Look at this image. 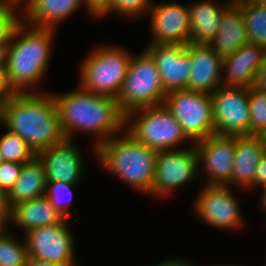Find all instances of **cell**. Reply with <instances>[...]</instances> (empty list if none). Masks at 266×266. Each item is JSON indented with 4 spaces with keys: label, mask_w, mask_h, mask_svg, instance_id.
Here are the masks:
<instances>
[{
    "label": "cell",
    "mask_w": 266,
    "mask_h": 266,
    "mask_svg": "<svg viewBox=\"0 0 266 266\" xmlns=\"http://www.w3.org/2000/svg\"><path fill=\"white\" fill-rule=\"evenodd\" d=\"M65 94H53L60 124L66 139L73 140V133L83 131L96 136L95 148L125 130V114L114 97L94 94L84 89Z\"/></svg>",
    "instance_id": "cell-1"
},
{
    "label": "cell",
    "mask_w": 266,
    "mask_h": 266,
    "mask_svg": "<svg viewBox=\"0 0 266 266\" xmlns=\"http://www.w3.org/2000/svg\"><path fill=\"white\" fill-rule=\"evenodd\" d=\"M3 124L36 154L66 139L52 93H15L7 100Z\"/></svg>",
    "instance_id": "cell-2"
},
{
    "label": "cell",
    "mask_w": 266,
    "mask_h": 266,
    "mask_svg": "<svg viewBox=\"0 0 266 266\" xmlns=\"http://www.w3.org/2000/svg\"><path fill=\"white\" fill-rule=\"evenodd\" d=\"M55 30L28 26L23 20L15 28L6 64L8 81L15 93H35L33 87L49 67Z\"/></svg>",
    "instance_id": "cell-3"
},
{
    "label": "cell",
    "mask_w": 266,
    "mask_h": 266,
    "mask_svg": "<svg viewBox=\"0 0 266 266\" xmlns=\"http://www.w3.org/2000/svg\"><path fill=\"white\" fill-rule=\"evenodd\" d=\"M124 132L121 137L113 136L100 144L94 154L108 173L115 174L143 194L153 195L158 152Z\"/></svg>",
    "instance_id": "cell-4"
},
{
    "label": "cell",
    "mask_w": 266,
    "mask_h": 266,
    "mask_svg": "<svg viewBox=\"0 0 266 266\" xmlns=\"http://www.w3.org/2000/svg\"><path fill=\"white\" fill-rule=\"evenodd\" d=\"M119 47L104 45L92 50L80 67L78 87L117 99L133 56Z\"/></svg>",
    "instance_id": "cell-5"
},
{
    "label": "cell",
    "mask_w": 266,
    "mask_h": 266,
    "mask_svg": "<svg viewBox=\"0 0 266 266\" xmlns=\"http://www.w3.org/2000/svg\"><path fill=\"white\" fill-rule=\"evenodd\" d=\"M135 115L138 116L136 119ZM125 131L136 141L157 152L177 149L179 144L189 140L178 120L164 104L138 108L127 113Z\"/></svg>",
    "instance_id": "cell-6"
},
{
    "label": "cell",
    "mask_w": 266,
    "mask_h": 266,
    "mask_svg": "<svg viewBox=\"0 0 266 266\" xmlns=\"http://www.w3.org/2000/svg\"><path fill=\"white\" fill-rule=\"evenodd\" d=\"M165 97L159 70L151 55L144 49L140 55L132 56L117 97L121 111L126 115L138 108L162 105Z\"/></svg>",
    "instance_id": "cell-7"
},
{
    "label": "cell",
    "mask_w": 266,
    "mask_h": 266,
    "mask_svg": "<svg viewBox=\"0 0 266 266\" xmlns=\"http://www.w3.org/2000/svg\"><path fill=\"white\" fill-rule=\"evenodd\" d=\"M182 126L190 141L197 143L214 135L212 96L188 89L166 94L163 103Z\"/></svg>",
    "instance_id": "cell-8"
},
{
    "label": "cell",
    "mask_w": 266,
    "mask_h": 266,
    "mask_svg": "<svg viewBox=\"0 0 266 266\" xmlns=\"http://www.w3.org/2000/svg\"><path fill=\"white\" fill-rule=\"evenodd\" d=\"M211 96L214 134L249 135V88L221 85Z\"/></svg>",
    "instance_id": "cell-9"
},
{
    "label": "cell",
    "mask_w": 266,
    "mask_h": 266,
    "mask_svg": "<svg viewBox=\"0 0 266 266\" xmlns=\"http://www.w3.org/2000/svg\"><path fill=\"white\" fill-rule=\"evenodd\" d=\"M64 222L38 227L25 233L28 256L59 266H77L71 229Z\"/></svg>",
    "instance_id": "cell-10"
},
{
    "label": "cell",
    "mask_w": 266,
    "mask_h": 266,
    "mask_svg": "<svg viewBox=\"0 0 266 266\" xmlns=\"http://www.w3.org/2000/svg\"><path fill=\"white\" fill-rule=\"evenodd\" d=\"M196 146L158 151L156 157L153 195H166L185 185L199 173ZM198 171V172H197Z\"/></svg>",
    "instance_id": "cell-11"
},
{
    "label": "cell",
    "mask_w": 266,
    "mask_h": 266,
    "mask_svg": "<svg viewBox=\"0 0 266 266\" xmlns=\"http://www.w3.org/2000/svg\"><path fill=\"white\" fill-rule=\"evenodd\" d=\"M201 173H206V185L228 186L232 182L236 150V135H211L194 143Z\"/></svg>",
    "instance_id": "cell-12"
},
{
    "label": "cell",
    "mask_w": 266,
    "mask_h": 266,
    "mask_svg": "<svg viewBox=\"0 0 266 266\" xmlns=\"http://www.w3.org/2000/svg\"><path fill=\"white\" fill-rule=\"evenodd\" d=\"M198 195L193 207L202 221L215 228L228 230L240 228L244 223L231 187L205 185Z\"/></svg>",
    "instance_id": "cell-13"
},
{
    "label": "cell",
    "mask_w": 266,
    "mask_h": 266,
    "mask_svg": "<svg viewBox=\"0 0 266 266\" xmlns=\"http://www.w3.org/2000/svg\"><path fill=\"white\" fill-rule=\"evenodd\" d=\"M150 12L151 42L187 45L190 42L188 5L170 2L153 4Z\"/></svg>",
    "instance_id": "cell-14"
},
{
    "label": "cell",
    "mask_w": 266,
    "mask_h": 266,
    "mask_svg": "<svg viewBox=\"0 0 266 266\" xmlns=\"http://www.w3.org/2000/svg\"><path fill=\"white\" fill-rule=\"evenodd\" d=\"M144 49L151 55L158 67L166 94L187 88L192 61L186 45L151 42Z\"/></svg>",
    "instance_id": "cell-15"
},
{
    "label": "cell",
    "mask_w": 266,
    "mask_h": 266,
    "mask_svg": "<svg viewBox=\"0 0 266 266\" xmlns=\"http://www.w3.org/2000/svg\"><path fill=\"white\" fill-rule=\"evenodd\" d=\"M37 157L43 163L47 182L77 184L83 176V161L78 146L65 139L59 144L42 149Z\"/></svg>",
    "instance_id": "cell-16"
},
{
    "label": "cell",
    "mask_w": 266,
    "mask_h": 266,
    "mask_svg": "<svg viewBox=\"0 0 266 266\" xmlns=\"http://www.w3.org/2000/svg\"><path fill=\"white\" fill-rule=\"evenodd\" d=\"M186 50L192 61L186 89L211 95L222 85L223 57L209 44L188 43Z\"/></svg>",
    "instance_id": "cell-17"
},
{
    "label": "cell",
    "mask_w": 266,
    "mask_h": 266,
    "mask_svg": "<svg viewBox=\"0 0 266 266\" xmlns=\"http://www.w3.org/2000/svg\"><path fill=\"white\" fill-rule=\"evenodd\" d=\"M265 56V47L250 42L224 56L222 70L227 73L222 76V85L250 88Z\"/></svg>",
    "instance_id": "cell-18"
},
{
    "label": "cell",
    "mask_w": 266,
    "mask_h": 266,
    "mask_svg": "<svg viewBox=\"0 0 266 266\" xmlns=\"http://www.w3.org/2000/svg\"><path fill=\"white\" fill-rule=\"evenodd\" d=\"M265 150L266 141L260 135H236L232 182L228 186L255 187L257 166Z\"/></svg>",
    "instance_id": "cell-19"
},
{
    "label": "cell",
    "mask_w": 266,
    "mask_h": 266,
    "mask_svg": "<svg viewBox=\"0 0 266 266\" xmlns=\"http://www.w3.org/2000/svg\"><path fill=\"white\" fill-rule=\"evenodd\" d=\"M247 43H249V39L244 25L242 8L233 0L224 9L217 33L209 45L224 57Z\"/></svg>",
    "instance_id": "cell-20"
},
{
    "label": "cell",
    "mask_w": 266,
    "mask_h": 266,
    "mask_svg": "<svg viewBox=\"0 0 266 266\" xmlns=\"http://www.w3.org/2000/svg\"><path fill=\"white\" fill-rule=\"evenodd\" d=\"M66 219L45 196H42L13 206L7 225L13 223L26 233L38 227L64 222Z\"/></svg>",
    "instance_id": "cell-21"
},
{
    "label": "cell",
    "mask_w": 266,
    "mask_h": 266,
    "mask_svg": "<svg viewBox=\"0 0 266 266\" xmlns=\"http://www.w3.org/2000/svg\"><path fill=\"white\" fill-rule=\"evenodd\" d=\"M81 4L84 5L83 0H27L26 19L23 22L33 27L55 29L61 21L71 17Z\"/></svg>",
    "instance_id": "cell-22"
},
{
    "label": "cell",
    "mask_w": 266,
    "mask_h": 266,
    "mask_svg": "<svg viewBox=\"0 0 266 266\" xmlns=\"http://www.w3.org/2000/svg\"><path fill=\"white\" fill-rule=\"evenodd\" d=\"M218 6L210 0L188 5L190 16V42L193 44H209L219 28L224 9L232 2Z\"/></svg>",
    "instance_id": "cell-23"
},
{
    "label": "cell",
    "mask_w": 266,
    "mask_h": 266,
    "mask_svg": "<svg viewBox=\"0 0 266 266\" xmlns=\"http://www.w3.org/2000/svg\"><path fill=\"white\" fill-rule=\"evenodd\" d=\"M46 174L43 163L35 156L32 160L22 164L19 177L8 193L10 207L45 196Z\"/></svg>",
    "instance_id": "cell-24"
},
{
    "label": "cell",
    "mask_w": 266,
    "mask_h": 266,
    "mask_svg": "<svg viewBox=\"0 0 266 266\" xmlns=\"http://www.w3.org/2000/svg\"><path fill=\"white\" fill-rule=\"evenodd\" d=\"M241 8L250 43L266 48V5H254L234 0Z\"/></svg>",
    "instance_id": "cell-25"
},
{
    "label": "cell",
    "mask_w": 266,
    "mask_h": 266,
    "mask_svg": "<svg viewBox=\"0 0 266 266\" xmlns=\"http://www.w3.org/2000/svg\"><path fill=\"white\" fill-rule=\"evenodd\" d=\"M5 225L0 230V266H25L28 251L25 240L20 242Z\"/></svg>",
    "instance_id": "cell-26"
},
{
    "label": "cell",
    "mask_w": 266,
    "mask_h": 266,
    "mask_svg": "<svg viewBox=\"0 0 266 266\" xmlns=\"http://www.w3.org/2000/svg\"><path fill=\"white\" fill-rule=\"evenodd\" d=\"M0 153L4 161L23 164L32 160L37 154L33 149L18 135L7 130L0 137Z\"/></svg>",
    "instance_id": "cell-27"
},
{
    "label": "cell",
    "mask_w": 266,
    "mask_h": 266,
    "mask_svg": "<svg viewBox=\"0 0 266 266\" xmlns=\"http://www.w3.org/2000/svg\"><path fill=\"white\" fill-rule=\"evenodd\" d=\"M76 185L62 183L60 181L47 182L46 184L45 197L67 219H72L69 206L73 199V187Z\"/></svg>",
    "instance_id": "cell-28"
},
{
    "label": "cell",
    "mask_w": 266,
    "mask_h": 266,
    "mask_svg": "<svg viewBox=\"0 0 266 266\" xmlns=\"http://www.w3.org/2000/svg\"><path fill=\"white\" fill-rule=\"evenodd\" d=\"M249 135H261L266 130V92L249 88Z\"/></svg>",
    "instance_id": "cell-29"
},
{
    "label": "cell",
    "mask_w": 266,
    "mask_h": 266,
    "mask_svg": "<svg viewBox=\"0 0 266 266\" xmlns=\"http://www.w3.org/2000/svg\"><path fill=\"white\" fill-rule=\"evenodd\" d=\"M19 6L16 1L0 0V44H9L15 28L22 21L14 11Z\"/></svg>",
    "instance_id": "cell-30"
},
{
    "label": "cell",
    "mask_w": 266,
    "mask_h": 266,
    "mask_svg": "<svg viewBox=\"0 0 266 266\" xmlns=\"http://www.w3.org/2000/svg\"><path fill=\"white\" fill-rule=\"evenodd\" d=\"M151 3V0H111V7L108 14L118 13L129 18L134 17V19L138 16V19L142 13H149L152 7Z\"/></svg>",
    "instance_id": "cell-31"
},
{
    "label": "cell",
    "mask_w": 266,
    "mask_h": 266,
    "mask_svg": "<svg viewBox=\"0 0 266 266\" xmlns=\"http://www.w3.org/2000/svg\"><path fill=\"white\" fill-rule=\"evenodd\" d=\"M21 168L22 164L16 162L4 161L0 165V188L7 194L17 181Z\"/></svg>",
    "instance_id": "cell-32"
},
{
    "label": "cell",
    "mask_w": 266,
    "mask_h": 266,
    "mask_svg": "<svg viewBox=\"0 0 266 266\" xmlns=\"http://www.w3.org/2000/svg\"><path fill=\"white\" fill-rule=\"evenodd\" d=\"M87 12L94 17H102L108 15L111 7V0H83Z\"/></svg>",
    "instance_id": "cell-33"
},
{
    "label": "cell",
    "mask_w": 266,
    "mask_h": 266,
    "mask_svg": "<svg viewBox=\"0 0 266 266\" xmlns=\"http://www.w3.org/2000/svg\"><path fill=\"white\" fill-rule=\"evenodd\" d=\"M251 87L260 92H266V56L262 65L255 72L253 84Z\"/></svg>",
    "instance_id": "cell-34"
},
{
    "label": "cell",
    "mask_w": 266,
    "mask_h": 266,
    "mask_svg": "<svg viewBox=\"0 0 266 266\" xmlns=\"http://www.w3.org/2000/svg\"><path fill=\"white\" fill-rule=\"evenodd\" d=\"M14 94L8 81L6 66H0V97L9 99Z\"/></svg>",
    "instance_id": "cell-35"
},
{
    "label": "cell",
    "mask_w": 266,
    "mask_h": 266,
    "mask_svg": "<svg viewBox=\"0 0 266 266\" xmlns=\"http://www.w3.org/2000/svg\"><path fill=\"white\" fill-rule=\"evenodd\" d=\"M11 215L8 194L0 188V220L7 225Z\"/></svg>",
    "instance_id": "cell-36"
},
{
    "label": "cell",
    "mask_w": 266,
    "mask_h": 266,
    "mask_svg": "<svg viewBox=\"0 0 266 266\" xmlns=\"http://www.w3.org/2000/svg\"><path fill=\"white\" fill-rule=\"evenodd\" d=\"M266 185V150L257 166L255 175V186L263 188Z\"/></svg>",
    "instance_id": "cell-37"
},
{
    "label": "cell",
    "mask_w": 266,
    "mask_h": 266,
    "mask_svg": "<svg viewBox=\"0 0 266 266\" xmlns=\"http://www.w3.org/2000/svg\"><path fill=\"white\" fill-rule=\"evenodd\" d=\"M154 266H192V262L189 263L187 261H185L184 259H166L164 261H162L161 263L154 265Z\"/></svg>",
    "instance_id": "cell-38"
},
{
    "label": "cell",
    "mask_w": 266,
    "mask_h": 266,
    "mask_svg": "<svg viewBox=\"0 0 266 266\" xmlns=\"http://www.w3.org/2000/svg\"><path fill=\"white\" fill-rule=\"evenodd\" d=\"M25 266H59V265L52 264L47 261L38 260L28 256Z\"/></svg>",
    "instance_id": "cell-39"
},
{
    "label": "cell",
    "mask_w": 266,
    "mask_h": 266,
    "mask_svg": "<svg viewBox=\"0 0 266 266\" xmlns=\"http://www.w3.org/2000/svg\"><path fill=\"white\" fill-rule=\"evenodd\" d=\"M8 44H0V66L7 64Z\"/></svg>",
    "instance_id": "cell-40"
},
{
    "label": "cell",
    "mask_w": 266,
    "mask_h": 266,
    "mask_svg": "<svg viewBox=\"0 0 266 266\" xmlns=\"http://www.w3.org/2000/svg\"><path fill=\"white\" fill-rule=\"evenodd\" d=\"M7 100L8 99L5 97H0V123H4L5 107Z\"/></svg>",
    "instance_id": "cell-41"
},
{
    "label": "cell",
    "mask_w": 266,
    "mask_h": 266,
    "mask_svg": "<svg viewBox=\"0 0 266 266\" xmlns=\"http://www.w3.org/2000/svg\"><path fill=\"white\" fill-rule=\"evenodd\" d=\"M261 201L260 205L263 207V209L266 211V185L262 188V194H261Z\"/></svg>",
    "instance_id": "cell-42"
},
{
    "label": "cell",
    "mask_w": 266,
    "mask_h": 266,
    "mask_svg": "<svg viewBox=\"0 0 266 266\" xmlns=\"http://www.w3.org/2000/svg\"><path fill=\"white\" fill-rule=\"evenodd\" d=\"M242 1L254 5H266V0H242Z\"/></svg>",
    "instance_id": "cell-43"
},
{
    "label": "cell",
    "mask_w": 266,
    "mask_h": 266,
    "mask_svg": "<svg viewBox=\"0 0 266 266\" xmlns=\"http://www.w3.org/2000/svg\"><path fill=\"white\" fill-rule=\"evenodd\" d=\"M260 136L266 141V130Z\"/></svg>",
    "instance_id": "cell-44"
},
{
    "label": "cell",
    "mask_w": 266,
    "mask_h": 266,
    "mask_svg": "<svg viewBox=\"0 0 266 266\" xmlns=\"http://www.w3.org/2000/svg\"><path fill=\"white\" fill-rule=\"evenodd\" d=\"M3 162H4V159H3V157H2V155H1V153H0V165H1Z\"/></svg>",
    "instance_id": "cell-45"
},
{
    "label": "cell",
    "mask_w": 266,
    "mask_h": 266,
    "mask_svg": "<svg viewBox=\"0 0 266 266\" xmlns=\"http://www.w3.org/2000/svg\"><path fill=\"white\" fill-rule=\"evenodd\" d=\"M5 226V224L0 220V230Z\"/></svg>",
    "instance_id": "cell-46"
},
{
    "label": "cell",
    "mask_w": 266,
    "mask_h": 266,
    "mask_svg": "<svg viewBox=\"0 0 266 266\" xmlns=\"http://www.w3.org/2000/svg\"><path fill=\"white\" fill-rule=\"evenodd\" d=\"M12 1H16L18 3H21L22 1L24 2V0H12Z\"/></svg>",
    "instance_id": "cell-47"
},
{
    "label": "cell",
    "mask_w": 266,
    "mask_h": 266,
    "mask_svg": "<svg viewBox=\"0 0 266 266\" xmlns=\"http://www.w3.org/2000/svg\"><path fill=\"white\" fill-rule=\"evenodd\" d=\"M220 266H221V265H220ZM222 266H239V265H230V264H229V265H225V264H224V265H222Z\"/></svg>",
    "instance_id": "cell-48"
}]
</instances>
